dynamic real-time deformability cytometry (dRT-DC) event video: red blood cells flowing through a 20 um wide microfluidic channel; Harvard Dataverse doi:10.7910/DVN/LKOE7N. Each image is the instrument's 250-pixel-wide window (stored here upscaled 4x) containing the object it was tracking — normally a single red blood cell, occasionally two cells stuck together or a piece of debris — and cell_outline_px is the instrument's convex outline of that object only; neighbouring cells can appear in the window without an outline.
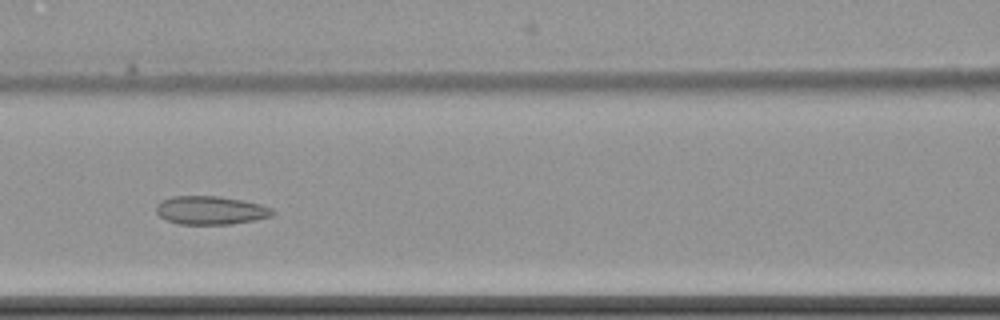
{"species": "common noctule bat (a hibernating species)", "species_latin": "Nyctalus noctula", "temperature_condition": "cold", "stored_images_in_passage": 9, "camera_frame_rate_fps": 3000, "um_per_image_px": 0.085, "animal": {"sex": "female", "body_mass_g": 22.7, "forearm_length_mm": 54.2}, "frame": {"image": 1, "passage_image": 9, "time_ms": 9.667, "image_size_px": [1000, 320], "cell_outline_px": [[276, 212], [272, 216], [256, 220], [232, 224], [180, 224], [168, 220], [160, 216], [156, 212], [156, 204], [172, 196], [220, 196], [244, 200], [260, 204], [272, 208]], "centroid_in_image_um": [17.95, 17.87], "position_along_channel_um": 148.7, "area_um2": 19.36}}